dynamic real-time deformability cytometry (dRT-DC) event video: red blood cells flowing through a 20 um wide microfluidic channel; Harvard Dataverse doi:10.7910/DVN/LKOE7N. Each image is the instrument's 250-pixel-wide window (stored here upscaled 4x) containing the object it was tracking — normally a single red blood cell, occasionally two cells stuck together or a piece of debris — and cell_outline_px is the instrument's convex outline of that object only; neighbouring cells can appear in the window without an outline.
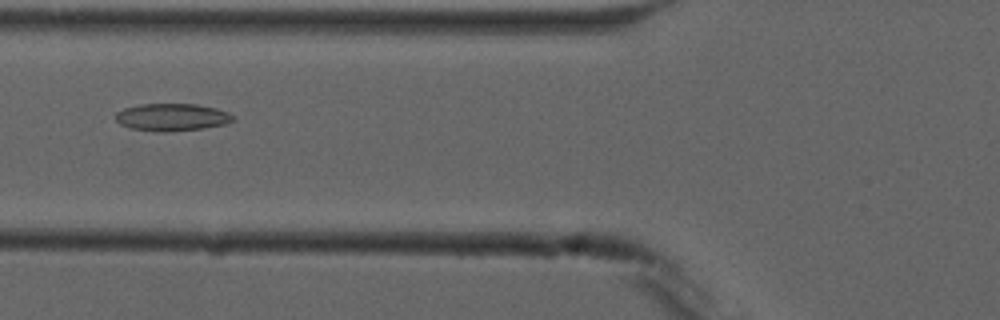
{"species": "common noctule bat (a hibernating species)", "species_latin": "Nyctalus noctula", "temperature_condition": "cold", "stored_images_in_passage": 7, "camera_frame_rate_fps": 3000, "um_per_image_px": 0.085, "animal": {"sex": "male", "forearm_length_mm": 52.5}, "frame": {"image": 1, "passage_image": 4, "time_ms": 4.333, "image_size_px": [1000, 320], "cell_outline_px": [[236, 120], [224, 124], [204, 128], [164, 132], [160, 132], [128, 128], [120, 124], [116, 120], [116, 112], [124, 108], [140, 104], [196, 104], [216, 108], [228, 112], [236, 116]], "centroid_in_image_um": [14.63, 9.96], "position_along_channel_um": 111.2, "area_um2": 18.9}}
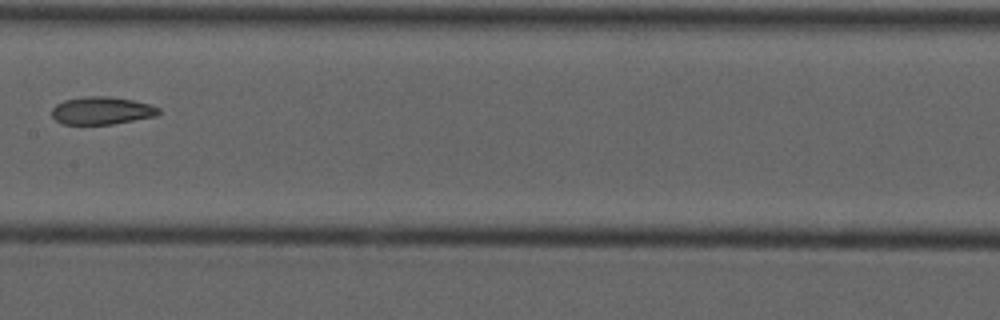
{"frame": {"image": 2, "passage_image": 6, "time_ms": 6.667, "image_size_px": [1000, 320], "cell_outline_px": [[160, 112], [156, 116], [112, 124], [64, 124], [56, 120], [52, 116], [52, 108], [56, 104], [64, 100], [84, 96], [112, 96], [132, 100], [148, 104], [160, 108]], "centroid_in_image_um": [8.64, 9.39], "position_along_channel_um": 198.8, "area_um2": 17.22}}
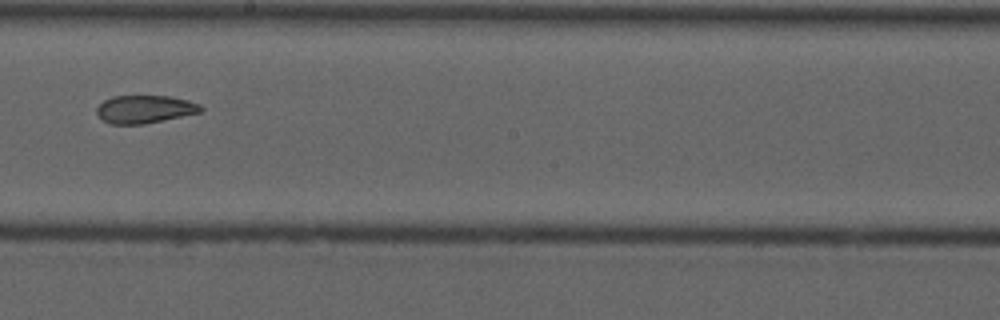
{"frame": {"image": 3, "passage_image": 7, "time_ms": 7.667, "image_size_px": [1000, 320], "cell_outline_px": [[204, 108], [200, 112], [144, 124], [112, 124], [104, 120], [96, 112], [96, 108], [104, 100], [112, 96], [172, 96], [188, 100], [200, 104]], "centroid_in_image_um": [12.31, 9.27], "position_along_channel_um": 235.9, "area_um2": 16.82}}